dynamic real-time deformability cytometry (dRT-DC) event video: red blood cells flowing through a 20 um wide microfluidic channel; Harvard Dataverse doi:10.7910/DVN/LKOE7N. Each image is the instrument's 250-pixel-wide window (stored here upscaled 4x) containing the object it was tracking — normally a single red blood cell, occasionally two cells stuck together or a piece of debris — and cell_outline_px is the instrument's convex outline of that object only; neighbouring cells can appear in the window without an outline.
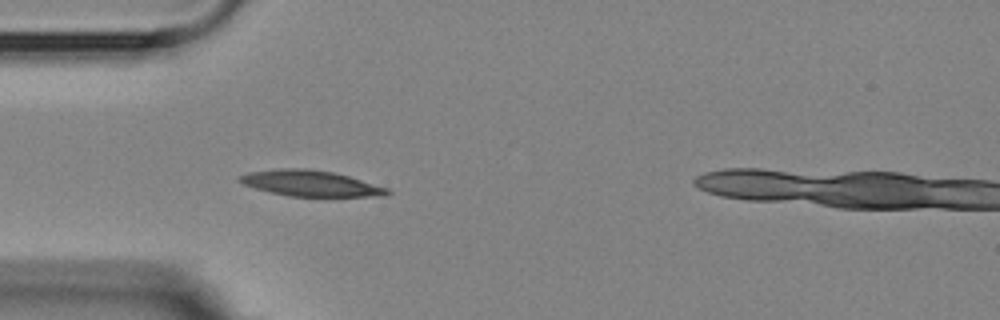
{"species": "Egyptian fruit bat (a non-hibernating species)", "species_latin": "Rousettus aegyptiacus", "temperature_condition": "room temperature", "stored_images_in_passage": 2, "camera_frame_rate_fps": 3000, "um_per_image_px": 0.085, "animal": {"sex": "female"}, "frame": {"image": 1, "passage_image": 1, "time_ms": 0.0, "image_size_px": [1000, 320], "cell_outline_px": [[392, 192], [388, 196], [288, 196], [256, 188], [244, 184], [236, 180], [240, 176], [248, 172], [280, 168], [304, 168], [332, 172], [348, 176], [388, 188]], "centroid_in_image_um": [26.41, 15.58], "position_along_channel_um": 58.6, "area_um2": 22.02}}